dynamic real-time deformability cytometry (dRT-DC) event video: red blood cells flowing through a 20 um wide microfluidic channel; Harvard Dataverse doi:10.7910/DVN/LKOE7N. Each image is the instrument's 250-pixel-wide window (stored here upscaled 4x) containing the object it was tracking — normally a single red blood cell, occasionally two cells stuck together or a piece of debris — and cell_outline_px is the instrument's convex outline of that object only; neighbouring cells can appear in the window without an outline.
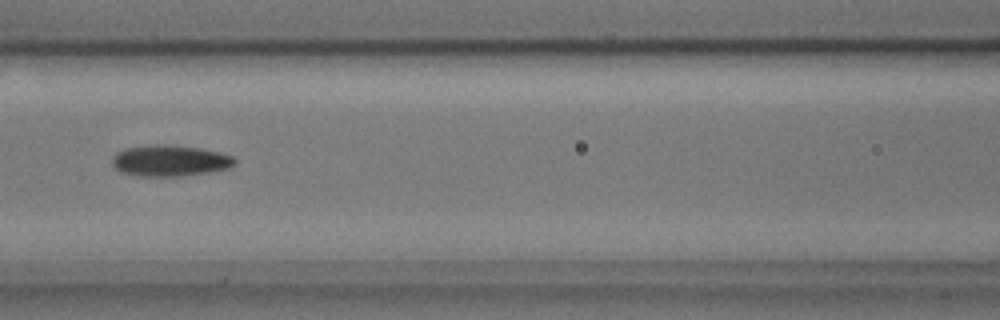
{"species": "common noctule bat (a hibernating species)", "species_latin": "Nyctalus noctula", "temperature_condition": "cold", "stored_images_in_passage": 8, "camera_frame_rate_fps": 3000, "um_per_image_px": 0.085, "animal": {"sex": "male", "body_mass_g": 17.9, "forearm_length_mm": 54.2}, "frame": {"image": 1, "passage_image": 7, "time_ms": 2.0, "image_size_px": [1000, 320], "cell_outline_px": [[236, 164], [228, 168], [212, 172], [180, 176], [140, 176], [120, 172], [112, 164], [112, 156], [116, 152], [124, 148], [156, 144], [164, 144], [200, 148], [232, 156], [236, 160]], "centroid_in_image_um": [14.42, 13.66], "position_along_channel_um": 152.2, "area_um2": 22.31}}
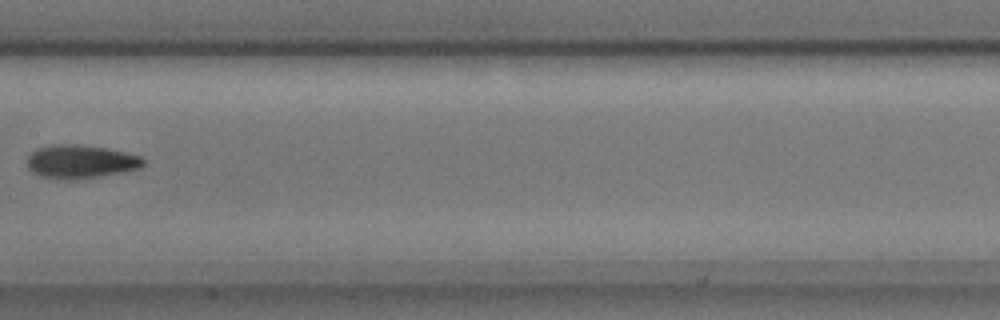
{"frame": {"image": 2, "passage_image": 8, "time_ms": 2.333, "image_size_px": [1000, 320], "cell_outline_px": [[148, 160], [140, 168], [124, 172], [96, 176], [40, 176], [32, 172], [28, 168], [28, 156], [36, 148], [52, 144], [76, 144], [104, 148], [124, 152], [140, 156]], "centroid_in_image_um": [6.89, 13.68], "position_along_channel_um": 200.5, "area_um2": 21.73}}